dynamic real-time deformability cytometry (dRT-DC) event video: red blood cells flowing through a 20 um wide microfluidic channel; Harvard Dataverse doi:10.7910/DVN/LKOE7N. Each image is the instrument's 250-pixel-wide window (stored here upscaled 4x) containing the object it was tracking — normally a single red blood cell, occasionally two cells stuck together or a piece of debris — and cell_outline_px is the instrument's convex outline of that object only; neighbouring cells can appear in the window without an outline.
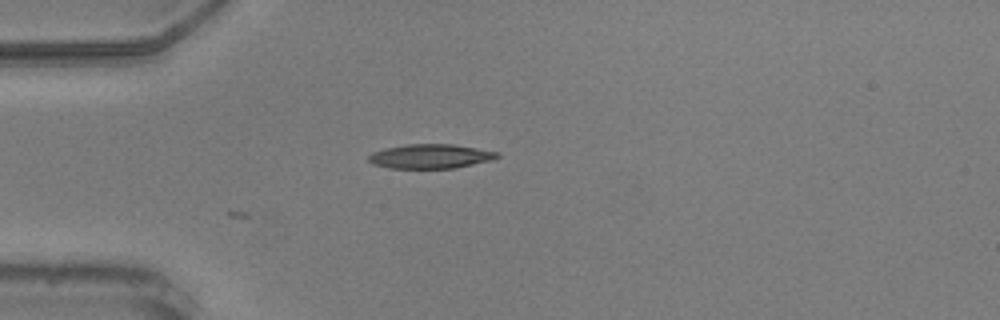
{"species": "common noctule bat (a hibernating species)", "species_latin": "Nyctalus noctula", "temperature_condition": "warm", "stored_images_in_passage": 3, "camera_frame_rate_fps": 3000, "um_per_image_px": 0.085, "animal": {"sex": "male", "body_mass_g": 20.5, "forearm_length_mm": 52.5}, "frame": {"image": 1, "passage_image": 3, "time_ms": 0.667, "image_size_px": [1000, 320], "cell_outline_px": [[500, 156], [492, 160], [456, 168], [388, 168], [372, 164], [368, 160], [368, 156], [372, 152], [384, 148], [408, 144], [452, 144], [500, 152]], "centroid_in_image_um": [36.58, 13.29], "position_along_channel_um": 48.4, "area_um2": 18.32}}